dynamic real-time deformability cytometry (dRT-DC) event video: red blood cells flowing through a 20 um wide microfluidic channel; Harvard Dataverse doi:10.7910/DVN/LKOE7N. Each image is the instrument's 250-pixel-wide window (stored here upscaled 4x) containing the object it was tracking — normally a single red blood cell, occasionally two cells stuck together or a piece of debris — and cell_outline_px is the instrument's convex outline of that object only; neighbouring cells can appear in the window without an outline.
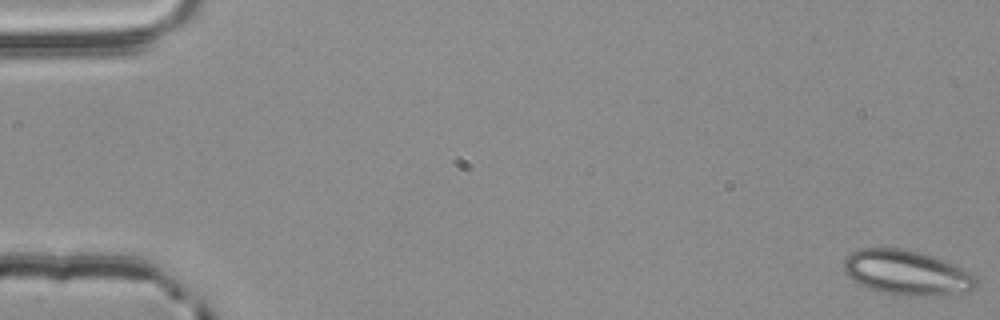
{"species": "common noctule bat (a hibernating species)", "species_latin": "Nyctalus noctula", "temperature_condition": "room temperature", "stored_images_in_passage": 55, "camera_frame_rate_fps": 3000, "um_per_image_px": 0.085, "animal": {"sex": "male", "body_mass_g": 20.4}, "frame": {"image": 1, "passage_image": 1, "time_ms": 0.0, "image_size_px": [1000, 320], "cell_outline_px": [[980, 284], [976, 288], [968, 292], [924, 296], [908, 296], [884, 292], [868, 288], [852, 280], [844, 272], [844, 260], [852, 252], [860, 248], [904, 248], [932, 256], [944, 260], [976, 276]], "centroid_in_image_um": [77.09, 23.18], "position_along_channel_um": 7.9, "area_um2": 34.51}}
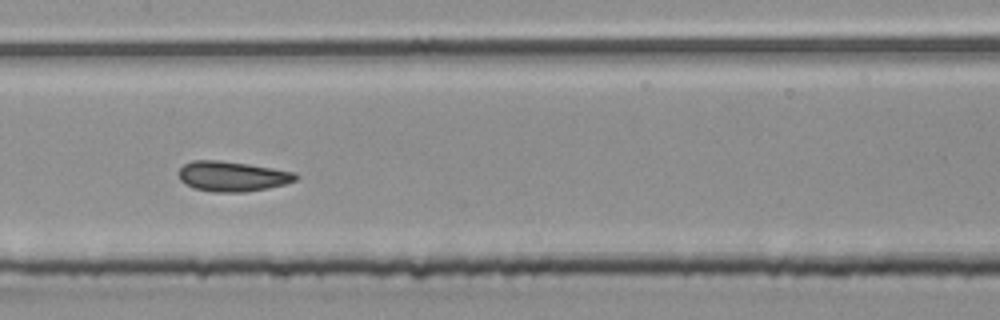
{"frame": {"image": 2, "passage_image": 28, "time_ms": 9.0, "image_size_px": [1000, 320], "cell_outline_px": [[300, 176], [296, 180], [284, 184], [268, 188], [244, 192], [212, 192], [196, 188], [180, 180], [180, 168], [184, 164], [192, 160], [220, 160], [248, 164], [296, 172]], "centroid_in_image_um": [19.78, 14.98], "position_along_channel_um": 187.6, "area_um2": 20.4}}
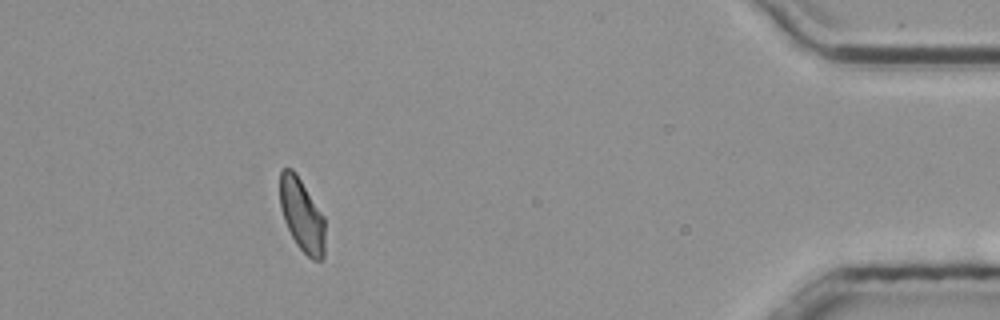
{"frame": {"image": 3, "passage_image": 50, "time_ms": 16.333, "image_size_px": [1000, 320], "cell_outline_px": [[324, 256], [320, 260], [312, 260], [296, 244], [284, 220], [280, 208], [280, 172], [284, 168], [292, 168], [296, 172], [324, 216]], "centroid_in_image_um": [25.65, 18.26], "position_along_channel_um": 409.5, "area_um2": 19.13}, "authors_computed_cell_mechanics": {"area_um2": 20.3456, "velocity_mm_per_s": 3.8347, "shape_relaxation_time_tau1_ms": 4.4537, "shape_relaxation_time_tau2_ms": 1.2759, "deformation_change_tau1": 0.0765, "deformation_change_tau2": 0.0493}}